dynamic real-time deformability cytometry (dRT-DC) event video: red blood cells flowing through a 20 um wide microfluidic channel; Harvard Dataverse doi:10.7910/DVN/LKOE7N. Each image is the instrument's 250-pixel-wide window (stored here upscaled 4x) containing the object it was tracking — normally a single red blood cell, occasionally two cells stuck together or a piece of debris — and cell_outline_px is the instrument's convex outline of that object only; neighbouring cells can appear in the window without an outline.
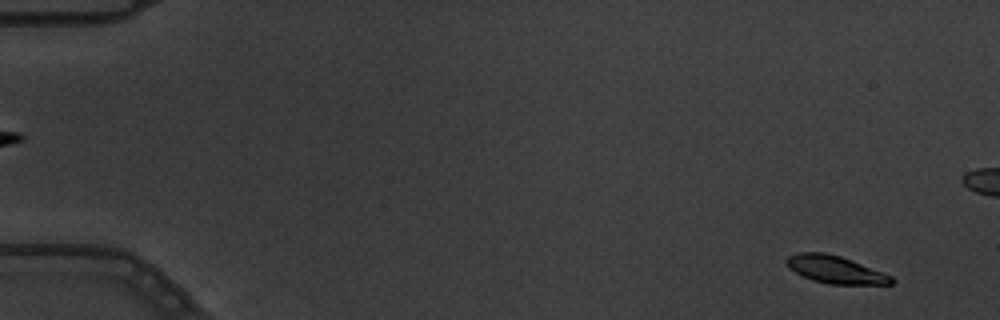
{"species": "common noctule bat (a hibernating species)", "species_latin": "Nyctalus noctula", "temperature_condition": "warm", "stored_images_in_passage": 7, "camera_frame_rate_fps": 3000, "um_per_image_px": 0.085, "animal": {"sex": "male", "body_mass_g": 19.5, "forearm_length_mm": 54.6}, "frame": {"image": 1, "passage_image": 2, "time_ms": 0.333, "image_size_px": [1000, 320], "cell_outline_px": [[896, 280], [892, 284], [832, 284], [812, 280], [788, 268], [784, 260], [788, 256], [800, 252], [824, 252], [840, 256], [852, 260], [892, 276]], "centroid_in_image_um": [70.99, 22.9], "position_along_channel_um": 14.0, "area_um2": 16.76}}